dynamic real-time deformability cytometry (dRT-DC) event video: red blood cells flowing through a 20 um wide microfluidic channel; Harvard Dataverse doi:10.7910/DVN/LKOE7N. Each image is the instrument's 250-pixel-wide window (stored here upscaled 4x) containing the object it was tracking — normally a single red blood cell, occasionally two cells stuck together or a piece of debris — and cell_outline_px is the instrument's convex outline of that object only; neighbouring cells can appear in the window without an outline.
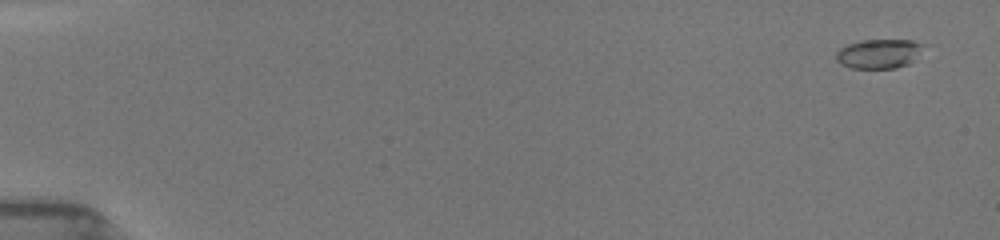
{"species": "common noctule bat (a hibernating species)", "species_latin": "Nyctalus noctula", "temperature_condition": "room temperature", "stored_images_in_passage": 53, "camera_frame_rate_fps": 3000, "um_per_image_px": 0.085, "animal": {"sex": "female", "body_mass_g": 19.5, "forearm_length_mm": 54.1}, "frame": {"image": 1, "passage_image": 3, "time_ms": 0.667, "image_size_px": [1000, 240], "cell_outline_px": [[924, 44], [912, 60], [908, 64], [896, 68], [852, 68], [840, 64], [836, 60], [836, 52], [840, 48], [848, 44], [860, 40], [912, 40]], "centroid_in_image_um": [74.64, 4.56], "position_along_channel_um": 10.4, "area_um2": 14.74}}
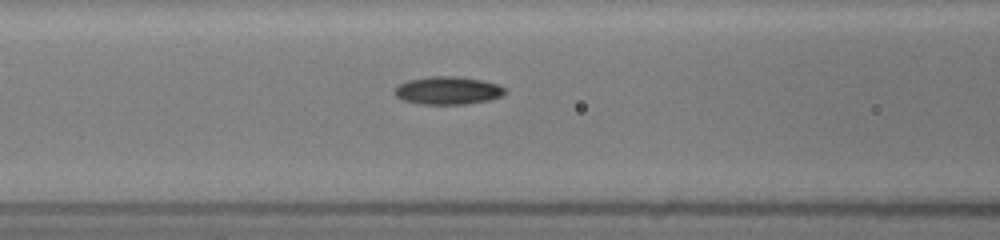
{"frame": {"image": 2, "passage_image": 24, "time_ms": 7.667, "image_size_px": [1000, 240], "cell_outline_px": [[508, 92], [500, 96], [488, 100], [468, 104], [420, 104], [404, 100], [396, 96], [396, 88], [400, 84], [408, 80], [428, 76], [456, 76], [480, 80], [496, 84], [504, 88]], "centroid_in_image_um": [38.08, 7.69], "position_along_channel_um": 128.5, "area_um2": 17.74}}
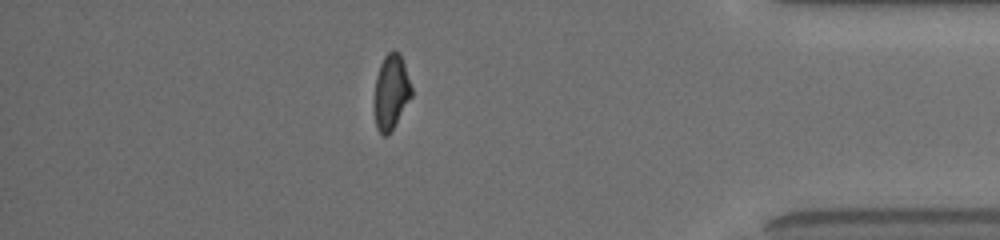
{"frame": {"image": 3, "passage_image": 47, "time_ms": 15.333, "image_size_px": [1000, 240], "cell_outline_px": [[412, 96], [388, 136], [384, 136], [376, 128], [376, 76], [380, 64], [384, 56], [392, 48], [396, 48], [400, 52], [412, 88]], "centroid_in_image_um": [33.27, 7.76], "position_along_channel_um": 401.9, "area_um2": 16.01}, "authors_computed_cell_mechanics": {"area_um2": 16.7042, "velocity_mm_per_s": 3.9738, "shape_relaxation_time_tau1_ms": 4.632, "shape_relaxation_time_tau2_ms": 3.76, "deformation_change_tau1": 0.1687, "deformation_change_tau2": 0.0762}}